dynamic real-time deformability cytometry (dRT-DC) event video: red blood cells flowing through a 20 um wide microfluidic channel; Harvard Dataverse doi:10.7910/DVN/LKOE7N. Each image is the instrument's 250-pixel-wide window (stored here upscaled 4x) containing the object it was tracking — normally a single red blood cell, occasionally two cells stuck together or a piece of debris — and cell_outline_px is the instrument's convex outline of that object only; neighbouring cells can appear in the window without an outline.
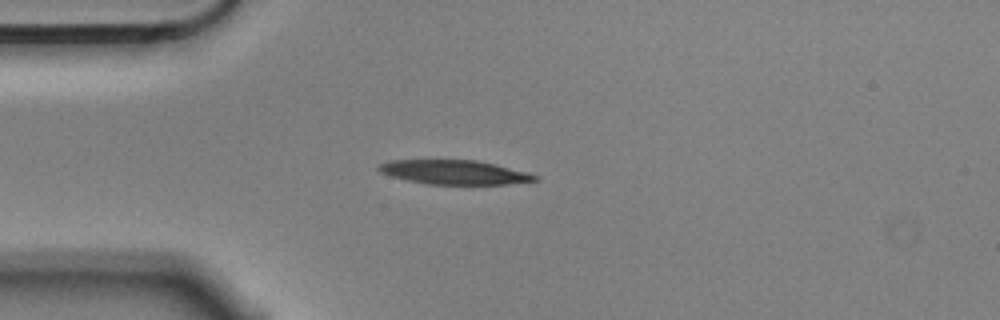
{"species": "Egyptian fruit bat (a non-hibernating species)", "species_latin": "Rousettus aegyptiacus", "temperature_condition": "cold", "stored_images_in_passage": 12, "camera_frame_rate_fps": 3000, "um_per_image_px": 0.085, "animal": {"sex": "male"}, "frame": {"image": 1, "passage_image": 5, "time_ms": 1.333, "image_size_px": [1000, 320], "cell_outline_px": [[540, 180], [508, 184], [428, 184], [408, 180], [392, 176], [380, 172], [376, 168], [380, 164], [388, 160], [476, 160], [496, 164], [528, 172], [540, 176]], "centroid_in_image_um": [38.67, 14.63], "position_along_channel_um": 46.3, "area_um2": 22.08}}
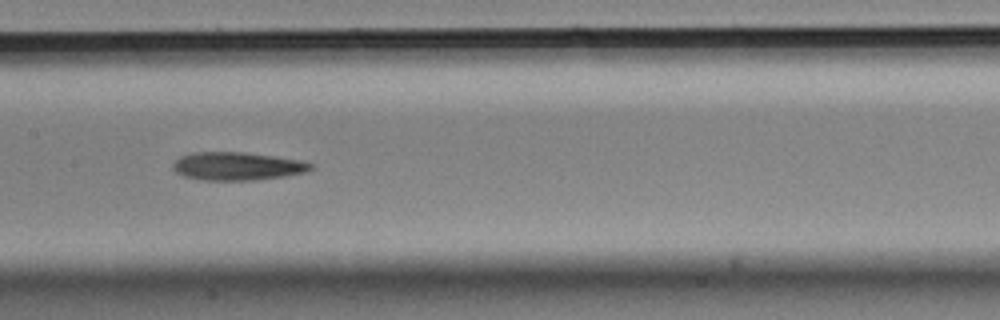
{"frame": {"image": 2, "passage_image": 9, "time_ms": 2.667, "image_size_px": [1000, 320], "cell_outline_px": [[312, 168], [304, 172], [284, 176], [256, 180], [200, 180], [184, 176], [176, 172], [172, 168], [172, 164], [180, 156], [192, 152], [244, 152], [276, 156], [296, 160], [312, 164]], "centroid_in_image_um": [20.1, 14.12], "position_along_channel_um": 187.3, "area_um2": 22.48}}
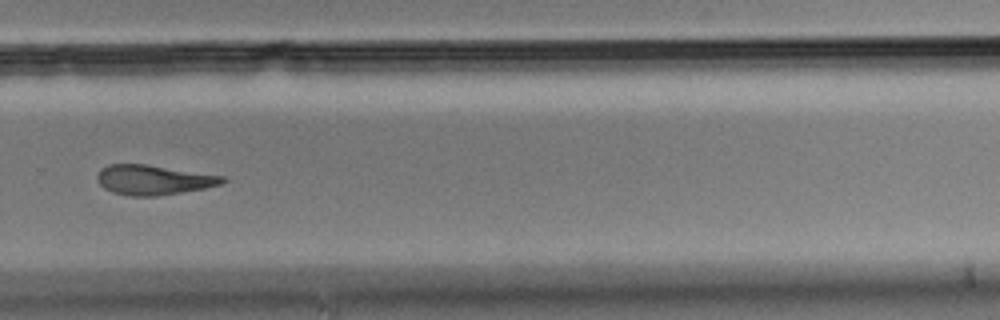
{"frame": {"image": 3, "passage_image": 12, "time_ms": 3.667, "image_size_px": [1000, 320], "cell_outline_px": [[228, 180], [220, 184], [204, 188], [156, 196], [132, 196], [112, 192], [104, 188], [100, 184], [96, 176], [100, 168], [108, 164], [148, 164], [224, 176]], "centroid_in_image_um": [13.02, 15.28], "position_along_channel_um": 316.8, "area_um2": 21.73}}